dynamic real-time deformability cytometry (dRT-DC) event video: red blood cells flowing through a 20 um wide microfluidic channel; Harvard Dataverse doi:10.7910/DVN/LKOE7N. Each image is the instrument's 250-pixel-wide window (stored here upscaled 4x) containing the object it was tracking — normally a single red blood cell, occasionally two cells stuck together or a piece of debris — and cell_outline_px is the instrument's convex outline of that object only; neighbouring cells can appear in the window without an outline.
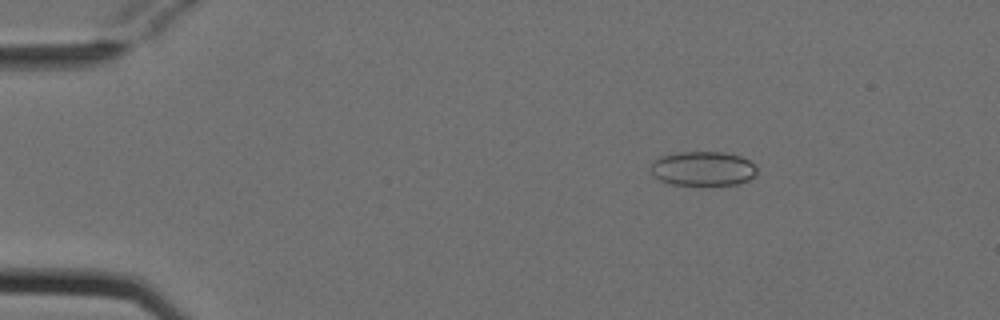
{"species": "Egyptian fruit bat (a non-hibernating species)", "species_latin": "Rousettus aegyptiacus", "temperature_condition": "cold", "stored_images_in_passage": 4, "camera_frame_rate_fps": 3000, "um_per_image_px": 0.085, "animal": {"sex": "female"}, "frame": {"image": 1, "passage_image": 2, "time_ms": 0.333, "image_size_px": [1000, 320], "cell_outline_px": [[756, 172], [748, 180], [736, 184], [672, 184], [660, 180], [648, 168], [652, 160], [660, 156], [680, 152], [724, 152], [740, 156], [756, 164]], "centroid_in_image_um": [59.72, 14.31], "position_along_channel_um": 25.3, "area_um2": 21.15}}